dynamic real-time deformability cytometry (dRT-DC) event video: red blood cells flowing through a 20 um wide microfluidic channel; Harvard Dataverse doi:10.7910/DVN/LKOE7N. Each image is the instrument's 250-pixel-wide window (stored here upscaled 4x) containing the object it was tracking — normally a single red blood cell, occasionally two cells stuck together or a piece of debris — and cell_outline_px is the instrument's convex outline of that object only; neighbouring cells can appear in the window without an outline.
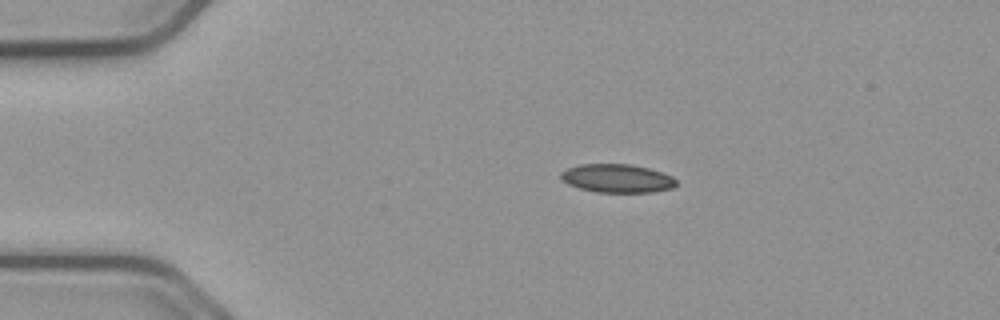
{"species": "common noctule bat (a hibernating species)", "species_latin": "Nyctalus noctula", "temperature_condition": "cold", "stored_images_in_passage": 45, "camera_frame_rate_fps": 3000, "um_per_image_px": 0.085, "animal": {"sex": "male", "body_mass_g": 23.1, "forearm_length_mm": 52.7}, "frame": {"image": 1, "passage_image": 1, "time_ms": 0.0, "image_size_px": [1000, 320], "cell_outline_px": [[676, 184], [672, 188], [652, 192], [596, 192], [580, 188], [568, 184], [560, 176], [560, 172], [568, 168], [580, 164], [632, 164], [648, 168], [672, 176], [676, 180]], "centroid_in_image_um": [52.45, 15.15], "position_along_channel_um": 32.5, "area_um2": 19.02}}
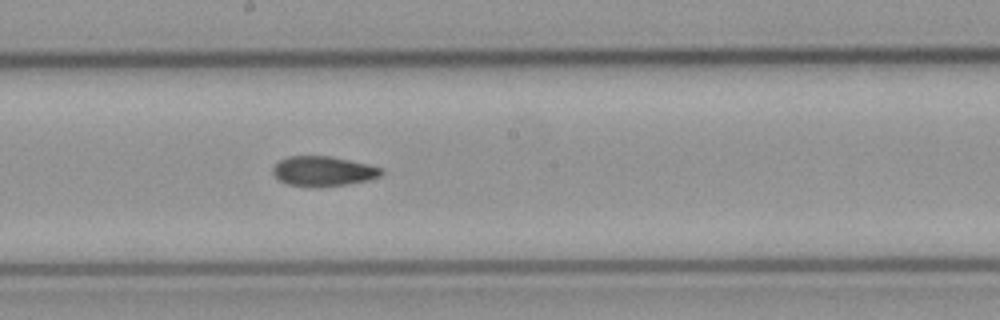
{"frame": {"image": 2, "passage_image": 20, "time_ms": 6.333, "image_size_px": [1000, 320], "cell_outline_px": [[384, 172], [380, 176], [368, 180], [320, 188], [312, 188], [288, 184], [276, 180], [272, 172], [272, 168], [280, 160], [288, 156], [332, 156], [368, 164], [384, 168]], "centroid_in_image_um": [27.45, 14.56], "position_along_channel_um": 220.7, "area_um2": 19.25}}
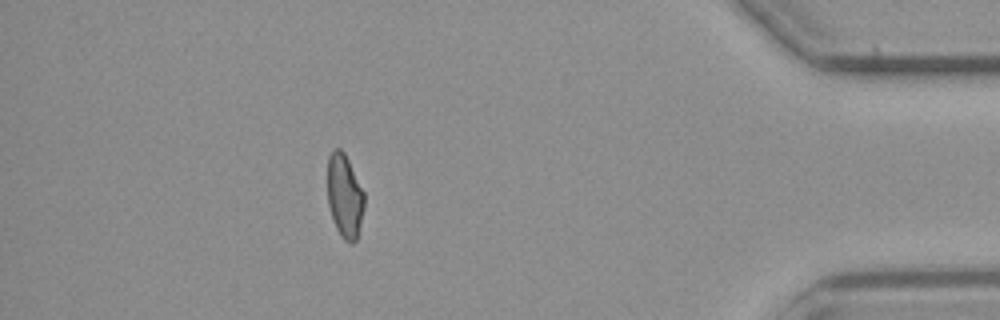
{"frame": {"image": 3, "passage_image": 39, "time_ms": 12.667, "image_size_px": [1000, 320], "cell_outline_px": [[364, 204], [356, 240], [352, 244], [348, 244], [340, 236], [336, 228], [328, 204], [328, 156], [336, 148], [340, 148], [344, 152], [364, 192]], "centroid_in_image_um": [29.28, 16.68], "position_along_channel_um": 405.9, "area_um2": 17.69}, "authors_computed_cell_mechanics": {"area_um2": 19.1318, "velocity_mm_per_s": 3.7143, "shape_relaxation_time_tau1_ms": null, "shape_relaxation_time_tau2_ms": 2.4683, "deformation_change_tau1": null, "deformation_change_tau2": 0.0729}}